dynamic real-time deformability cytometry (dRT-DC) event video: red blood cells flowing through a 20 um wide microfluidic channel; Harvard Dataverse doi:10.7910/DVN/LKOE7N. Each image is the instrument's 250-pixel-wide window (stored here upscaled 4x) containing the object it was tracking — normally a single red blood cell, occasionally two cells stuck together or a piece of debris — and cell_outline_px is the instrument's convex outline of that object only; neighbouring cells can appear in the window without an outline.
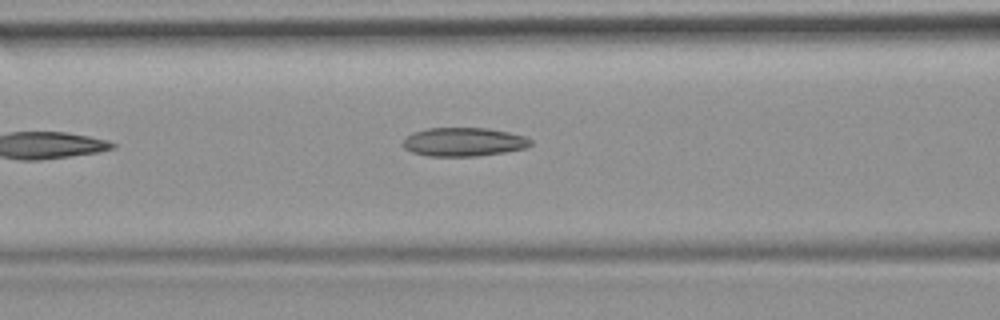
{"species": "common noctule bat (a hibernating species)", "species_latin": "Nyctalus noctula", "temperature_condition": "room temperature", "stored_images_in_passage": 5, "segment_of_instrument_passage": [1, 2], "camera_frame_rate_fps": 3000, "um_per_image_px": 0.085, "animal": {"sex": "female", "body_mass_g": 19.9}, "frame": {"image": 1, "passage_image": 4, "time_ms": 3.667, "image_size_px": [1000, 320], "cell_outline_px": [[532, 144], [524, 148], [504, 152], [476, 156], [428, 156], [412, 152], [404, 148], [404, 140], [412, 132], [428, 128], [488, 128], [508, 132], [524, 136], [532, 140]], "centroid_in_image_um": [39.41, 12.06], "position_along_channel_um": 127.2, "area_um2": 21.21}}